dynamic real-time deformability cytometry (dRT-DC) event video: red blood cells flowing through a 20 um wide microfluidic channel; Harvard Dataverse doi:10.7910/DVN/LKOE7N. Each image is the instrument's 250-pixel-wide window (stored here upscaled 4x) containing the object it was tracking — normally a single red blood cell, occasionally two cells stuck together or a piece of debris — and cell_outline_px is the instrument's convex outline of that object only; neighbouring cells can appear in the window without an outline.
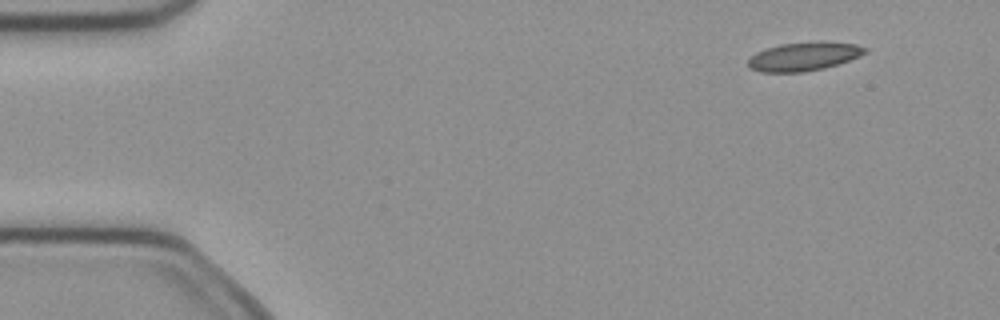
{"species": "common noctule bat (a hibernating species)", "species_latin": "Nyctalus noctula", "temperature_condition": "cold", "stored_images_in_passage": 47, "camera_frame_rate_fps": 3000, "um_per_image_px": 0.085, "animal": {"sex": "female", "body_mass_g": 21.9}, "frame": {"image": 1, "passage_image": 1, "time_ms": 0.0, "image_size_px": [1000, 320], "cell_outline_px": [[868, 52], [860, 56], [824, 68], [804, 72], [760, 72], [748, 68], [748, 60], [756, 52], [780, 44], [856, 44], [868, 48]], "centroid_in_image_um": [68.27, 4.85], "position_along_channel_um": 16.7, "area_um2": 18.61}}
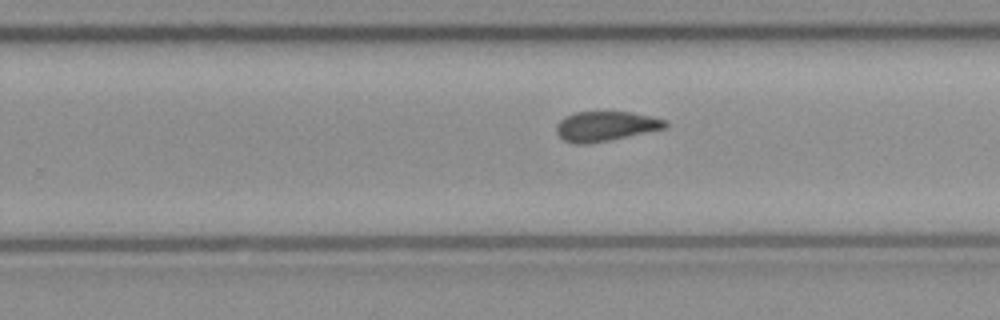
{"frame": {"image": 2, "passage_image": 28, "time_ms": 9.0, "image_size_px": [1000, 320], "cell_outline_px": [[668, 128], [612, 140], [588, 144], [576, 144], [564, 140], [556, 132], [556, 124], [564, 116], [576, 112], [628, 112], [648, 116], [664, 120], [668, 124]], "centroid_in_image_um": [51.46, 10.74], "position_along_channel_um": 278.3, "area_um2": 18.96}}
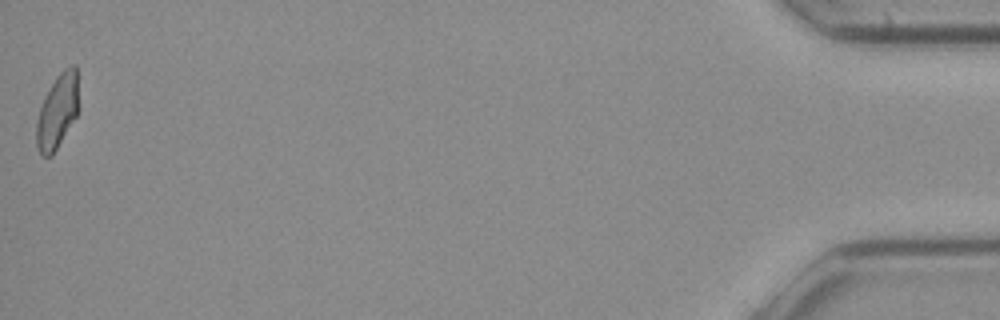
{"frame": {"image": 3, "passage_image": 47, "time_ms": 15.333, "image_size_px": [1000, 320], "cell_outline_px": [[76, 116], [52, 156], [40, 156], [36, 144], [36, 120], [44, 96], [56, 76], [64, 68], [72, 64], [76, 64]], "centroid_in_image_um": [4.82, 9.49], "position_along_channel_um": 430.4, "area_um2": 17.92}, "authors_computed_cell_mechanics": {"area_um2": 19.3052, "velocity_mm_per_s": 4.0135, "shape_relaxation_time_tau1_ms": 7.9632, "shape_relaxation_time_tau2_ms": 2.0132, "deformation_change_tau1": 0.1661, "deformation_change_tau2": 0.0946}}